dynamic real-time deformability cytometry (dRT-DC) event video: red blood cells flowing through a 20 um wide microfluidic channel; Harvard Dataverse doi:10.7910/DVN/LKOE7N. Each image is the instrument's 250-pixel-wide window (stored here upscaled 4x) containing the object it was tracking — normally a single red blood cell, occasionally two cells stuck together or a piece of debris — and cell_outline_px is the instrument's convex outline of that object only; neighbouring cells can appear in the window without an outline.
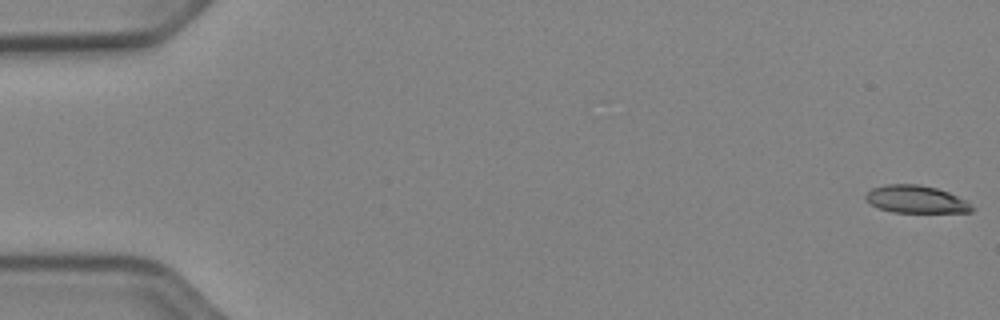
{"species": "Egyptian fruit bat (a non-hibernating species)", "species_latin": "Rousettus aegyptiacus", "temperature_condition": "cold", "stored_images_in_passage": 53, "camera_frame_rate_fps": 3000, "um_per_image_px": 0.085, "animal": {"sex": "female"}, "frame": {"image": 1, "passage_image": 1, "time_ms": 0.0, "image_size_px": [1000, 320], "cell_outline_px": [[976, 208], [972, 212], [892, 212], [880, 208], [864, 200], [864, 196], [872, 188], [884, 184], [920, 184], [936, 188], [948, 192], [968, 200]], "centroid_in_image_um": [77.89, 16.94], "position_along_channel_um": 7.1, "area_um2": 17.22}}
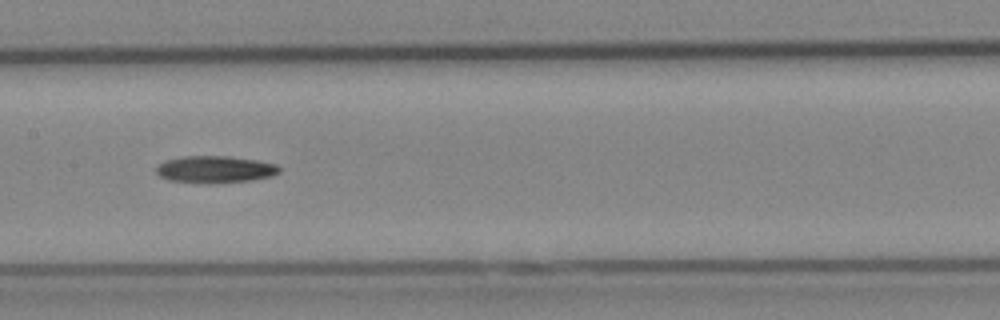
{"frame": {"image": 2, "passage_image": 27, "time_ms": 8.667, "image_size_px": [1000, 320], "cell_outline_px": [[280, 172], [272, 176], [248, 180], [212, 184], [204, 184], [168, 180], [160, 176], [156, 172], [156, 164], [164, 160], [184, 156], [228, 156], [256, 160], [276, 164], [280, 168]], "centroid_in_image_um": [18.23, 14.4], "position_along_channel_um": 189.2, "area_um2": 19.59}}
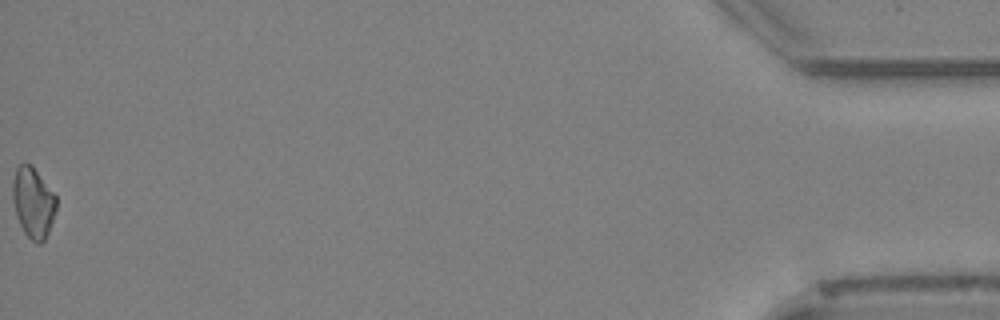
{"frame": {"image": 3, "passage_image": 53, "time_ms": 17.333, "image_size_px": [1000, 320], "cell_outline_px": [[56, 208], [48, 232], [44, 240], [40, 244], [36, 244], [24, 232], [16, 216], [12, 200], [12, 180], [16, 168], [20, 164], [32, 164], [56, 196]], "centroid_in_image_um": [2.79, 17.2], "position_along_channel_um": 432.4, "area_um2": 17.92}}